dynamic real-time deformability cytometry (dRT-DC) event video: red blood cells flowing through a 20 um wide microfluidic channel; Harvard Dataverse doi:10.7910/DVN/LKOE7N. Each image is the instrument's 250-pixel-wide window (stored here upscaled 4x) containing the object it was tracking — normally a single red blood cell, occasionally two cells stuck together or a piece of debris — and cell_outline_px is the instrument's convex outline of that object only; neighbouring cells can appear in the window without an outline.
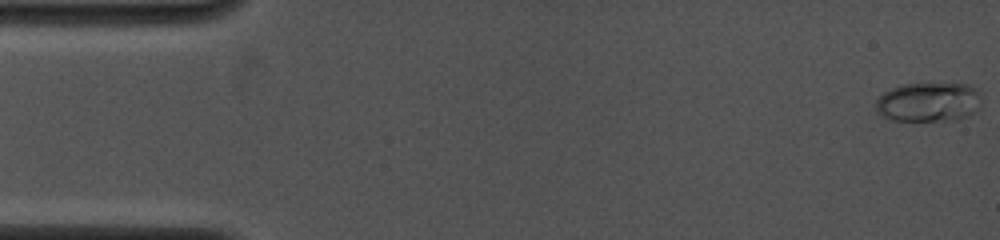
{"species": "common noctule bat (a hibernating species)", "species_latin": "Nyctalus noctula", "temperature_condition": "cold", "stored_images_in_passage": 21, "camera_frame_rate_fps": 4000, "um_per_image_px": 0.085, "animal": {"sex": "female", "body_mass_g": 19.0, "forearm_length_mm": 53.3}, "frame": {"image": 1, "passage_image": 1, "time_ms": 0.0, "image_size_px": [1000, 240], "cell_outline_px": [[980, 108], [968, 116], [956, 120], [892, 120], [876, 112], [876, 100], [884, 92], [892, 88], [904, 84], [968, 84], [980, 88]], "centroid_in_image_um": [78.98, 8.67], "position_along_channel_um": 6.0, "area_um2": 24.33}}